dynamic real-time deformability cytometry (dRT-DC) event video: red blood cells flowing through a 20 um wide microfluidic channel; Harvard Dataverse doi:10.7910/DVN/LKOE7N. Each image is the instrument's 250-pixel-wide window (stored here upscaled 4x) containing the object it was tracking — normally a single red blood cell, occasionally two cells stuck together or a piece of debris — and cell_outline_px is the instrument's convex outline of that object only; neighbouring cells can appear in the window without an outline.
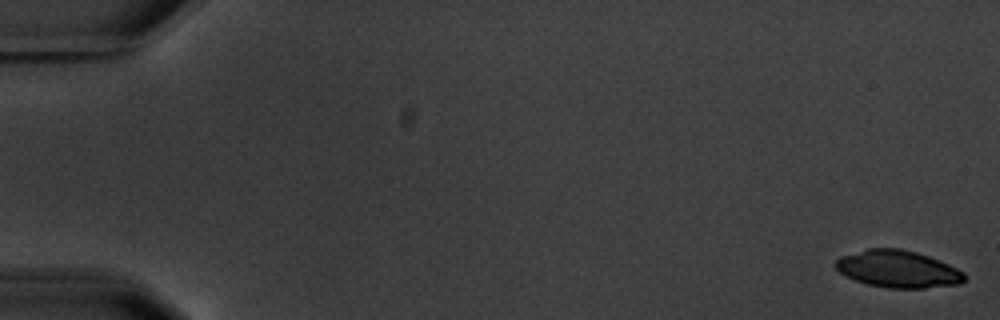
{"species": "common noctule bat (a hibernating species)", "species_latin": "Nyctalus noctula", "temperature_condition": "warm", "stored_images_in_passage": 7, "camera_frame_rate_fps": 3000, "um_per_image_px": 0.085, "animal": {"sex": "male", "body_mass_g": 20.1, "forearm_length_mm": 53.5}, "frame": {"image": 1, "passage_image": 1, "time_ms": 0.0, "image_size_px": [1000, 320], "cell_outline_px": [[964, 280], [960, 284], [924, 288], [888, 288], [868, 284], [856, 280], [840, 272], [836, 268], [836, 260], [840, 256], [868, 248], [900, 248], [916, 252], [928, 256], [948, 264], [964, 272]], "centroid_in_image_um": [76.33, 22.86], "position_along_channel_um": 8.7, "area_um2": 27.69}}